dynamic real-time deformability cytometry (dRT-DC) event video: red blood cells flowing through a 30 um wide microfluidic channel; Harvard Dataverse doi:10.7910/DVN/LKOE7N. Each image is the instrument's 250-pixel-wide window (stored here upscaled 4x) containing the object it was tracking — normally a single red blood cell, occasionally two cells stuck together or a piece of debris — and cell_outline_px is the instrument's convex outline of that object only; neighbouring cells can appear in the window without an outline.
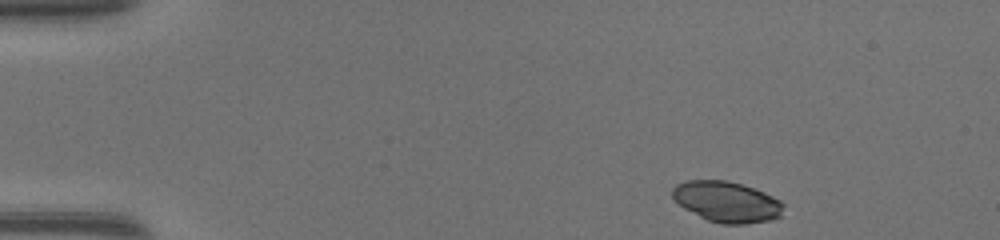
{"species": "common noctule bat (a hibernating species)", "species_latin": "Nyctalus noctula", "temperature_condition": "warm", "stored_images_in_passage": 43, "camera_frame_rate_fps": 3000, "um_per_image_px": 0.085, "animal": {"sex": "female", "body_mass_g": 17.0, "forearm_length_mm": 48.0}, "frame": {"image": 1, "passage_image": 1, "time_ms": 0.0, "image_size_px": [1000, 240], "cell_outline_px": [[784, 204], [780, 216], [772, 220], [744, 224], [720, 224], [708, 220], [684, 208], [672, 196], [672, 188], [676, 184], [688, 180], [728, 180], [756, 188], [780, 200]], "centroid_in_image_um": [61.79, 17.14], "position_along_channel_um": 23.2, "area_um2": 26.41}}
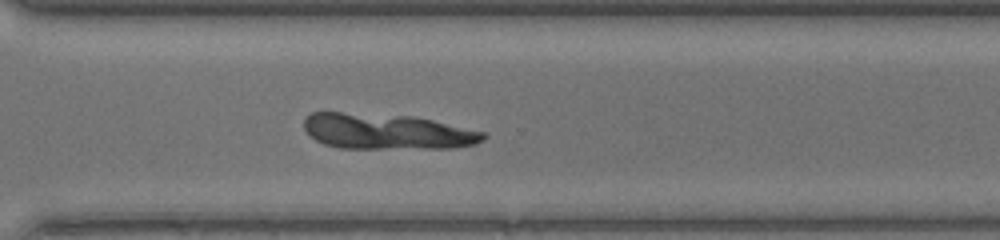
{"frame": {"image": 2, "passage_image": 30, "time_ms": 9.667, "image_size_px": [1000, 240], "cell_outline_px": [[488, 136], [484, 140], [476, 144], [452, 148], [340, 148], [324, 144], [308, 136], [304, 128], [304, 120], [312, 112], [340, 112], [412, 116], [432, 120], [484, 132]], "centroid_in_image_um": [32.87, 11.18], "position_along_channel_um": 337.7, "area_um2": 37.22}}
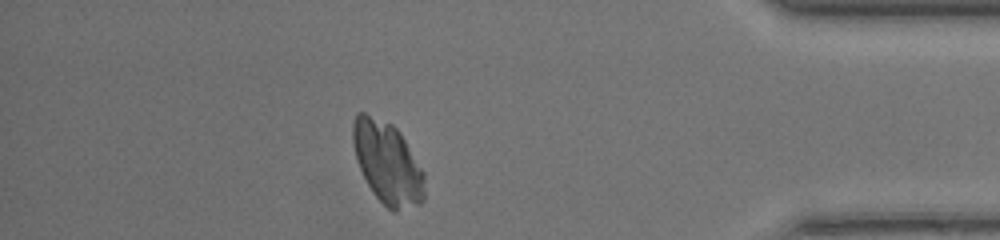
{"frame": {"image": 3, "passage_image": 37, "time_ms": 12.0, "image_size_px": [1000, 240], "cell_outline_px": [[424, 200], [420, 204], [396, 212], [392, 212], [372, 192], [356, 160], [352, 144], [352, 124], [356, 112], [364, 112], [392, 124], [400, 132], [424, 172]], "centroid_in_image_um": [32.92, 13.84], "position_along_channel_um": 402.3, "area_um2": 34.45}}